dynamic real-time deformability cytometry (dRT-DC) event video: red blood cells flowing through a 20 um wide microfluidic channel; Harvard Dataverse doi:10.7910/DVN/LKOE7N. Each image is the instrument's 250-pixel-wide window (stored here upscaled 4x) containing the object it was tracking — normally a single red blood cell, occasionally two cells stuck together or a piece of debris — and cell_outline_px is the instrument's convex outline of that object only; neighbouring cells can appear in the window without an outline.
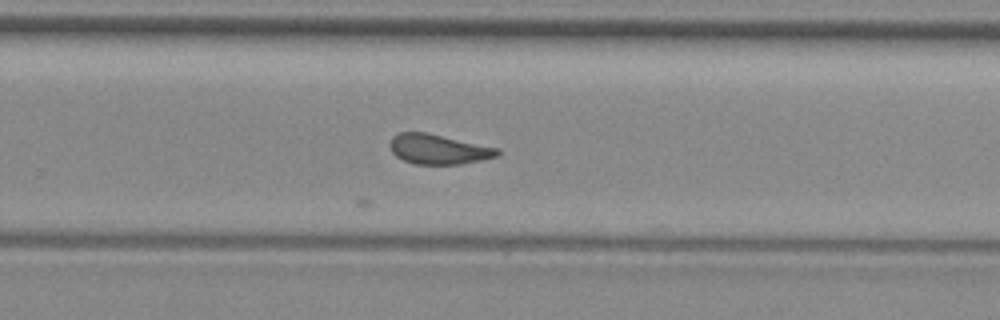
{"species": "common noctule bat (a hibernating species)", "species_latin": "Nyctalus noctula", "temperature_condition": "room temperature", "stored_images_in_passage": 10, "camera_frame_rate_fps": 3000, "um_per_image_px": 0.085, "animal": {"sex": "female", "body_mass_g": 29.2, "forearm_length_mm": 56.3}, "frame": {"image": 1, "passage_image": 8, "time_ms": 8.0, "image_size_px": [1000, 320], "cell_outline_px": [[500, 156], [460, 164], [416, 164], [404, 160], [396, 156], [392, 152], [388, 144], [392, 136], [400, 132], [428, 132], [500, 148]], "centroid_in_image_um": [37.28, 12.67], "position_along_channel_um": 292.5, "area_um2": 18.96}}